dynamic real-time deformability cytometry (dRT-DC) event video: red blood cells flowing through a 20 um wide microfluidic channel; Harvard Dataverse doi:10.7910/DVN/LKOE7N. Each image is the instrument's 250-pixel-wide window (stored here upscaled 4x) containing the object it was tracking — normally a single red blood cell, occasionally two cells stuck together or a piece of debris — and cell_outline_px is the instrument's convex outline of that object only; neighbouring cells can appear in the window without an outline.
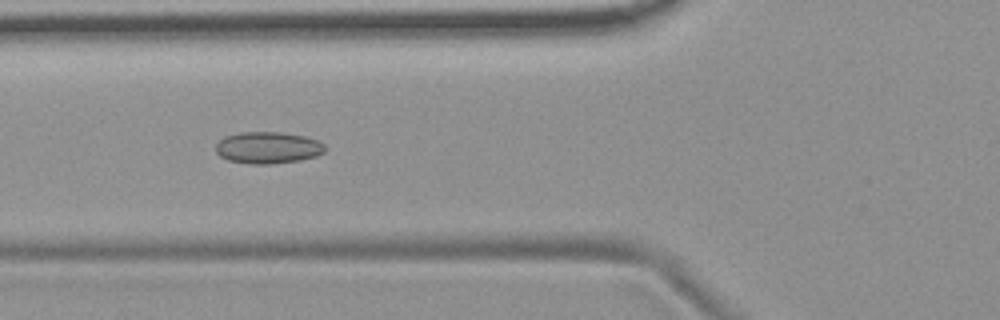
{"species": "common noctule bat (a hibernating species)", "species_latin": "Nyctalus noctula", "temperature_condition": "room temperature", "stored_images_in_passage": 13, "camera_frame_rate_fps": 3000, "um_per_image_px": 0.085, "animal": {"sex": "female", "body_mass_g": 19.9}, "frame": {"image": 1, "passage_image": 10, "time_ms": 3.0, "image_size_px": [1000, 320], "cell_outline_px": [[328, 148], [324, 152], [316, 156], [300, 160], [272, 164], [252, 164], [228, 160], [220, 156], [216, 152], [216, 144], [224, 136], [240, 132], [280, 132], [304, 136], [316, 140], [324, 144]], "centroid_in_image_um": [22.78, 12.55], "position_along_channel_um": 103.0, "area_um2": 20.29}}